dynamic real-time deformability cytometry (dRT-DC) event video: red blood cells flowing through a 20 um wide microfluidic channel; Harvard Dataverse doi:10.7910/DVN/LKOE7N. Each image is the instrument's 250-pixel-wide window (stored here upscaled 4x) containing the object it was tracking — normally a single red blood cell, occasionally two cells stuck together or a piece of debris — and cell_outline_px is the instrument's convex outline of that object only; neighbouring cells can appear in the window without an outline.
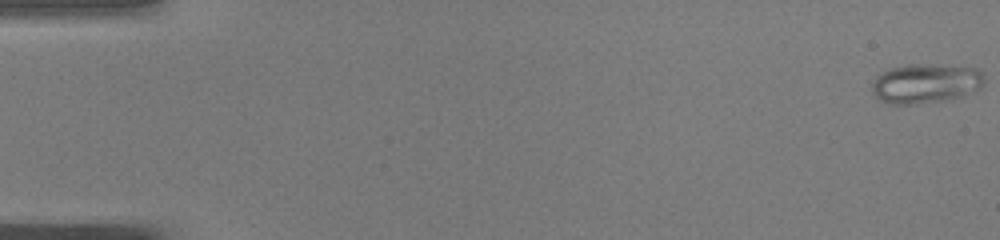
{"species": "common noctule bat (a hibernating species)", "species_latin": "Nyctalus noctula", "temperature_condition": "warm", "stored_images_in_passage": 50, "camera_frame_rate_fps": 3000, "um_per_image_px": 0.085, "animal": {"sex": "male", "body_mass_g": 19.0, "forearm_length_mm": 50.8}, "frame": {"image": 1, "passage_image": 1, "time_ms": 0.0, "image_size_px": [1000, 240], "cell_outline_px": [[984, 84], [960, 96], [940, 100], [908, 104], [892, 104], [880, 100], [872, 92], [872, 84], [876, 76], [880, 72], [892, 68], [908, 64], [916, 64], [976, 68], [980, 72], [984, 80]], "centroid_in_image_um": [78.6, 7.08], "position_along_channel_um": 6.4, "area_um2": 25.09}}
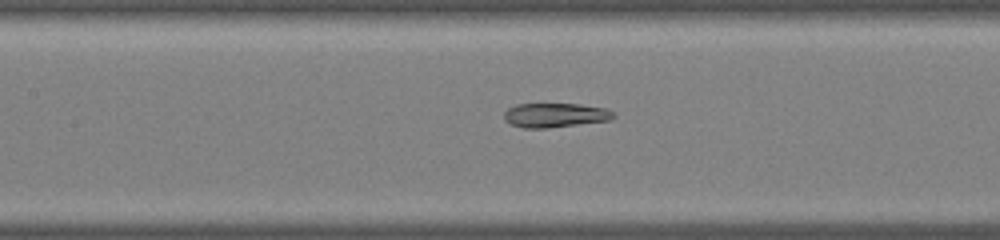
{"frame": {"image": 2, "passage_image": 24, "time_ms": 7.667, "image_size_px": [1000, 240], "cell_outline_px": [[616, 116], [608, 120], [548, 128], [524, 128], [512, 124], [504, 120], [504, 112], [508, 108], [516, 104], [580, 104], [608, 108], [616, 112]], "centroid_in_image_um": [47.21, 9.78], "position_along_channel_um": 160.2, "area_um2": 15.55}}
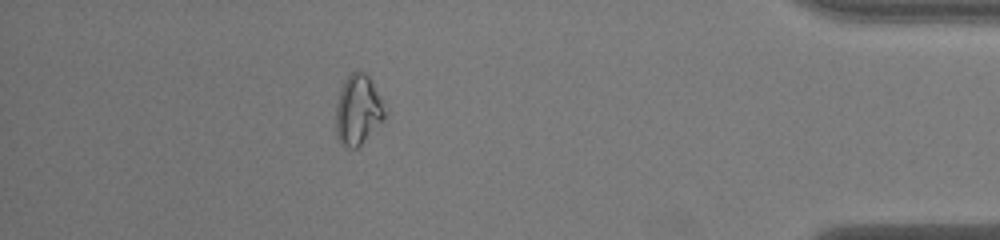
{"frame": {"image": 3, "passage_image": 45, "time_ms": 14.667, "image_size_px": [1000, 240], "cell_outline_px": [[384, 120], [356, 148], [348, 148], [340, 144], [336, 136], [336, 104], [344, 80], [348, 72], [364, 72], [368, 76], [380, 96], [384, 112]], "centroid_in_image_um": [30.39, 9.35], "position_along_channel_um": 404.8, "area_um2": 19.71}, "authors_computed_cell_mechanics": {"area_um2": 19.1607, "velocity_mm_per_s": 4.0884, "shape_relaxation_time_tau1_ms": null, "shape_relaxation_time_tau2_ms": 3.3618, "deformation_change_tau1": null, "deformation_change_tau2": 0.0912}}